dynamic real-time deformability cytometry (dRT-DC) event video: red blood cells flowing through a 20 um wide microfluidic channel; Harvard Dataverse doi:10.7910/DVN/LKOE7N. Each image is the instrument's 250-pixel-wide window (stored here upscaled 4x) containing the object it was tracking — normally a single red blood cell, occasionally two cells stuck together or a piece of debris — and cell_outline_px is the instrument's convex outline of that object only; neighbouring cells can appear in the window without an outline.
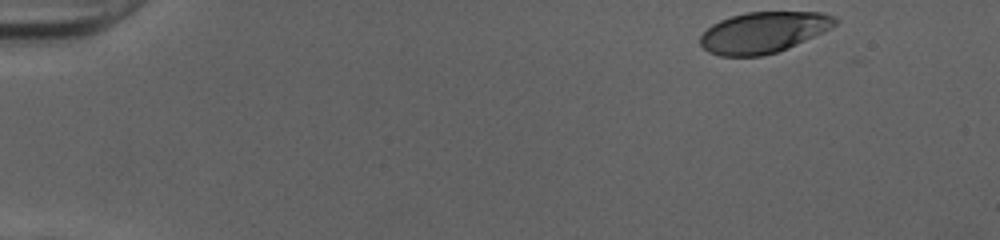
{"species": "human", "species_latin": "Homo sapiens", "temperature_condition": "cold", "stored_images_in_passage": 47, "camera_frame_rate_fps": 3000, "um_per_image_px": 0.085, "donor": {"sex": "female"}, "frame": {"image": 1, "passage_image": 1, "time_ms": 0.0, "image_size_px": [1000, 240], "cell_outline_px": [[840, 20], [836, 24], [824, 32], [788, 48], [776, 52], [760, 56], [720, 56], [708, 52], [700, 44], [700, 36], [712, 24], [720, 20], [732, 16], [748, 12], [820, 12], [836, 16]], "centroid_in_image_um": [64.91, 2.75], "position_along_channel_um": 20.1, "area_um2": 32.25}}
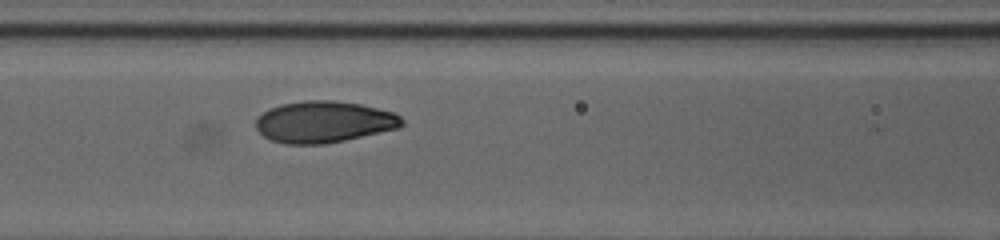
{"frame": {"image": 2, "passage_image": 19, "time_ms": 6.0, "image_size_px": [1000, 240], "cell_outline_px": [[404, 124], [400, 128], [344, 140], [324, 144], [284, 144], [272, 140], [264, 136], [256, 128], [256, 116], [268, 108], [280, 104], [304, 100], [332, 100], [360, 104], [396, 112], [404, 120]], "centroid_in_image_um": [27.53, 10.35], "position_along_channel_um": 139.1, "area_um2": 35.66}}
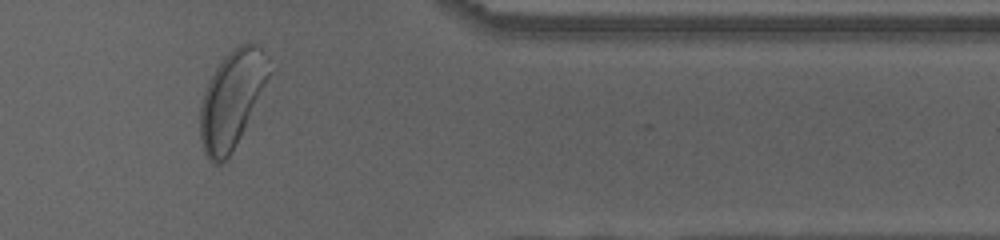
{"frame": {"image": 3, "passage_image": 39, "time_ms": 12.667, "image_size_px": [1000, 240], "cell_outline_px": [[272, 72], [232, 152], [220, 164], [216, 164], [208, 160], [204, 152], [200, 136], [200, 104], [204, 92], [216, 68], [224, 56], [228, 52], [240, 44], [256, 44], [268, 56]], "centroid_in_image_um": [19.71, 8.43], "position_along_channel_um": 391.7, "area_um2": 38.49}, "authors_computed_cell_mechanics": {"area_um2": 34.8534, "velocity_mm_per_s": 3.9957, "shape_relaxation_time_tau1_ms": 2.3271, "shape_relaxation_time_tau2_ms": null, "deformation_change_tau1": 0.1504, "deformation_change_tau2": null}}